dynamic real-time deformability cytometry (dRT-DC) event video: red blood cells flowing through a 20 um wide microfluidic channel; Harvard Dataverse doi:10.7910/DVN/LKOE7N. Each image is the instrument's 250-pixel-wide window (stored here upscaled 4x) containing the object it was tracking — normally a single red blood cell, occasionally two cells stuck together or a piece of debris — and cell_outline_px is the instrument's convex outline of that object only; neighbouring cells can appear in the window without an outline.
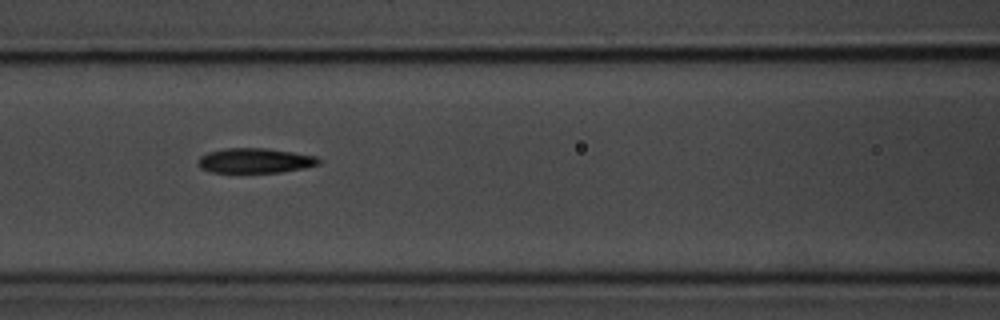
{"species": "common noctule bat (a hibernating species)", "species_latin": "Nyctalus noctula", "temperature_condition": "room temperature", "stored_images_in_passage": 4, "camera_frame_rate_fps": 3000, "um_per_image_px": 0.085, "animal": {"sex": "male", "body_mass_g": 20.1, "forearm_length_mm": 53.5}, "frame": {"image": 1, "passage_image": 3, "time_ms": 2.333, "image_size_px": [1000, 320], "cell_outline_px": [[320, 164], [304, 168], [280, 172], [212, 172], [200, 168], [196, 160], [200, 156], [208, 152], [224, 148], [264, 148], [292, 152], [316, 156], [320, 160]], "centroid_in_image_um": [21.65, 13.65], "position_along_channel_um": 145.0, "area_um2": 17.46}}
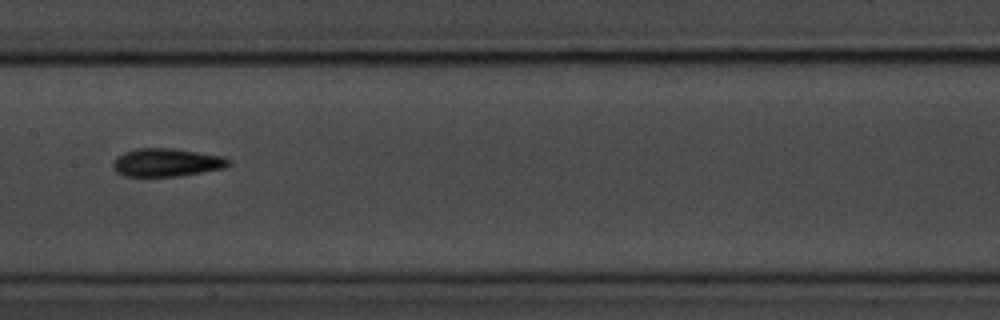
{"frame": {"image": 2, "passage_image": 4, "time_ms": 3.667, "image_size_px": [1000, 320], "cell_outline_px": [[232, 164], [224, 168], [176, 176], [124, 176], [116, 172], [112, 168], [112, 164], [116, 156], [124, 152], [136, 148], [172, 148], [220, 156], [232, 160]], "centroid_in_image_um": [14.12, 13.81], "position_along_channel_um": 193.3, "area_um2": 18.9}}